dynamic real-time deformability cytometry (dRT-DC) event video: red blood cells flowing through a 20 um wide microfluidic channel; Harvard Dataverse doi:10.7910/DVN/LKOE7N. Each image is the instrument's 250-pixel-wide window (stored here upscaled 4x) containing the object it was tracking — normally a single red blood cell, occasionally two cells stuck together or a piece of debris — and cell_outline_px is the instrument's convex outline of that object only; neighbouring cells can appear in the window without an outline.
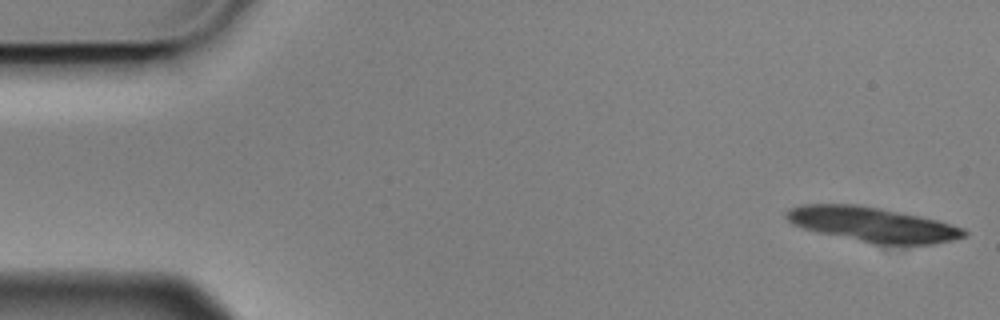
{"species": "Egyptian fruit bat (a non-hibernating species)", "species_latin": "Rousettus aegyptiacus", "temperature_condition": "cold", "stored_images_in_passage": 5, "camera_frame_rate_fps": 3000, "um_per_image_px": 0.085, "animal": {"sex": "male"}, "frame": {"image": 1, "passage_image": 1, "time_ms": 0.0, "image_size_px": [1000, 320], "cell_outline_px": [[968, 236], [952, 240], [932, 244], [872, 244], [816, 232], [792, 224], [784, 216], [788, 208], [804, 204], [856, 204], [880, 208], [940, 220], [964, 228], [968, 232]], "centroid_in_image_um": [74.18, 19.08], "position_along_channel_um": 10.8, "area_um2": 36.24}}